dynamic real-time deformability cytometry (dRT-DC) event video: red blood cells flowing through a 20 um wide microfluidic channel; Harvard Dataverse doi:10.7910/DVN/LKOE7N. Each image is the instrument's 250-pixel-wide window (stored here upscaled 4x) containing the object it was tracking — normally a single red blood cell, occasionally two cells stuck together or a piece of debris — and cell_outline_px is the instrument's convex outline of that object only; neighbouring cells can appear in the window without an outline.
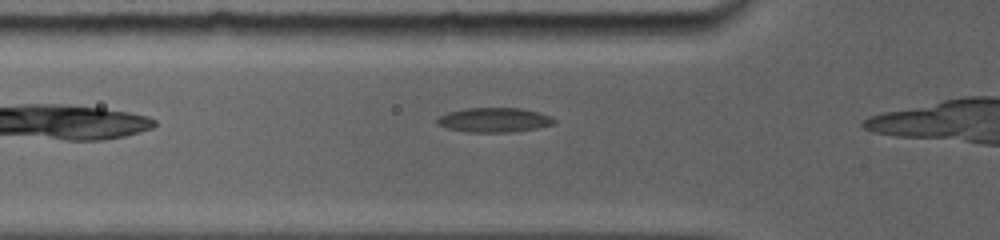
{"species": "common noctule bat (a hibernating species)", "species_latin": "Nyctalus noctula", "temperature_condition": "room temperature", "stored_images_in_passage": 5, "camera_frame_rate_fps": 5000, "um_per_image_px": 0.085, "animal": {"sex": "female", "body_mass_g": 19.0, "forearm_length_mm": 56.7}, "frame": {"image": 1, "passage_image": 3, "time_ms": 1.8, "image_size_px": [1000, 240], "cell_outline_px": [[556, 124], [536, 128], [512, 132], [464, 132], [448, 128], [436, 124], [436, 120], [440, 116], [448, 112], [464, 108], [520, 108], [540, 112], [552, 116], [556, 120]], "centroid_in_image_um": [42.03, 10.19], "position_along_channel_um": 83.8, "area_um2": 16.88}}
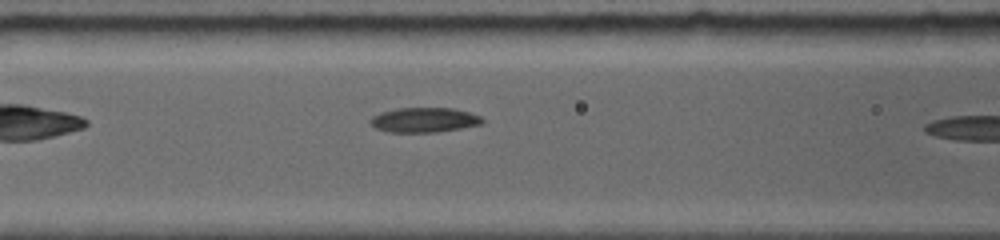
{"frame": {"image": 2, "passage_image": 5, "time_ms": 3.0, "image_size_px": [1000, 240], "cell_outline_px": [[484, 124], [436, 132], [388, 132], [376, 128], [368, 120], [372, 116], [380, 112], [396, 108], [452, 108], [468, 112], [480, 116], [484, 120]], "centroid_in_image_um": [36.04, 10.19], "position_along_channel_um": 130.6, "area_um2": 16.18}}